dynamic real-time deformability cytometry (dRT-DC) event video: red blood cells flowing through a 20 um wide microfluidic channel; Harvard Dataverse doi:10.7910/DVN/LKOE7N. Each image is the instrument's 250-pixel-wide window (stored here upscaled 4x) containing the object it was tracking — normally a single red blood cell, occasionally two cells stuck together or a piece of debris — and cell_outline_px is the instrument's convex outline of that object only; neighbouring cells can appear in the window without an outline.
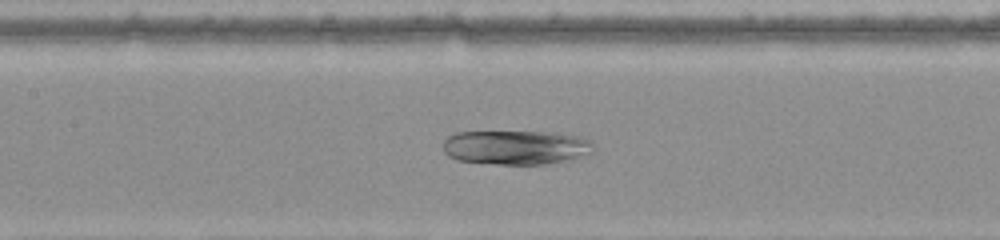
{"species": "common noctule bat (a hibernating species)", "species_latin": "Nyctalus noctula", "temperature_condition": "warm", "stored_images_in_passage": 49, "camera_frame_rate_fps": 3000, "um_per_image_px": 0.085, "animal": {"sex": "female", "body_mass_g": 22.0, "forearm_length_mm": 56.7}, "frame": {"image": 1, "passage_image": 22, "time_ms": 7.0, "image_size_px": [1000, 240], "cell_outline_px": [[592, 152], [564, 160], [544, 164], [496, 164], [456, 160], [448, 156], [444, 152], [444, 140], [448, 136], [456, 132], [556, 132], [580, 136], [592, 140]], "centroid_in_image_um": [43.82, 12.51], "position_along_channel_um": 163.6, "area_um2": 29.94}}
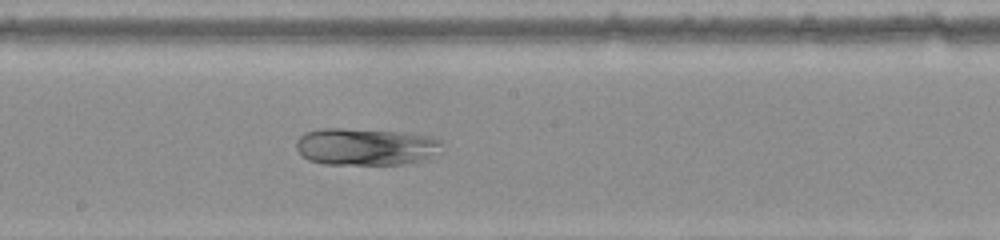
{"frame": {"image": 2, "passage_image": 26, "time_ms": 8.333, "image_size_px": [1000, 240], "cell_outline_px": [[440, 144], [428, 156], [420, 160], [400, 164], [324, 164], [308, 160], [300, 156], [296, 148], [296, 140], [304, 132], [320, 128], [340, 128], [396, 132], [428, 136], [440, 140]], "centroid_in_image_um": [30.9, 12.46], "position_along_channel_um": 217.3, "area_um2": 30.92}}
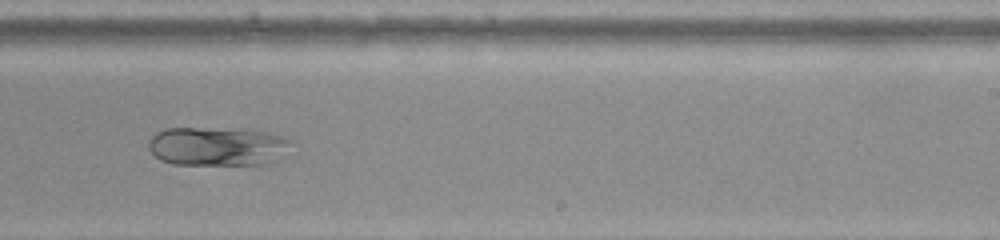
{"frame": {"image": 3, "passage_image": 30, "time_ms": 9.667, "image_size_px": [1000, 240], "cell_outline_px": [[296, 140], [284, 160], [268, 164], [172, 164], [160, 160], [148, 148], [148, 140], [156, 132], [164, 128], [196, 128], [268, 132], [284, 136]], "centroid_in_image_um": [18.59, 12.46], "position_along_channel_um": 270.4, "area_um2": 32.83}}